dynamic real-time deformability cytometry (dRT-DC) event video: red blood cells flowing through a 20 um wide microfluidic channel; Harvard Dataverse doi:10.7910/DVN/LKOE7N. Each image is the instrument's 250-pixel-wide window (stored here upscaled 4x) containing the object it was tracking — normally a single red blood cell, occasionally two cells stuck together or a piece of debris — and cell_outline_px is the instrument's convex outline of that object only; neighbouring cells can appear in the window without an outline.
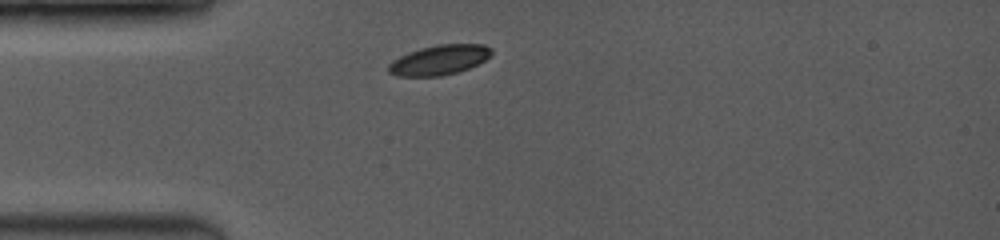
{"species": "common noctule bat (a hibernating species)", "species_latin": "Nyctalus noctula", "temperature_condition": "room temperature", "stored_images_in_passage": 39, "camera_frame_rate_fps": 3500, "um_per_image_px": 0.085, "animal": {"sex": "female", "body_mass_g": 19.0, "forearm_length_mm": 53.3}, "frame": {"image": 1, "passage_image": 1, "time_ms": 0.0, "image_size_px": [1000, 240], "cell_outline_px": [[492, 52], [484, 60], [468, 68], [456, 72], [440, 76], [400, 76], [388, 72], [388, 64], [400, 56], [408, 52], [420, 48], [436, 44], [484, 44], [492, 48]], "centroid_in_image_um": [37.32, 5.08], "position_along_channel_um": 47.7, "area_um2": 17.74}}
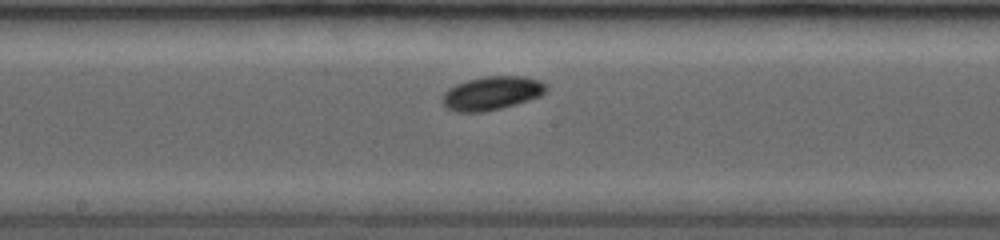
{"frame": {"image": 2, "passage_image": 21, "time_ms": 4.286, "image_size_px": [1000, 240], "cell_outline_px": [[548, 88], [540, 96], [516, 104], [484, 112], [456, 112], [448, 108], [440, 100], [440, 96], [448, 88], [456, 84], [468, 80], [484, 76], [524, 76], [540, 80], [548, 84]], "centroid_in_image_um": [41.79, 7.91], "position_along_channel_um": 206.4, "area_um2": 20.52}}
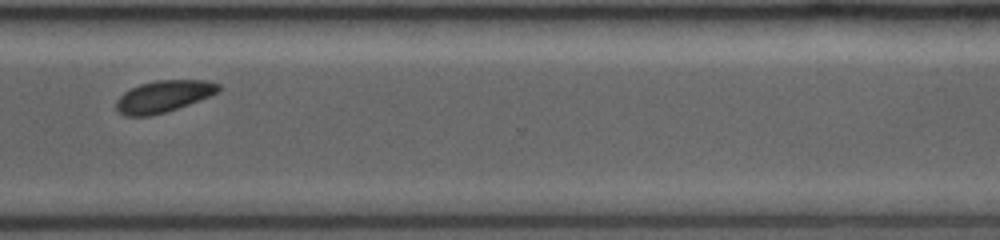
{"frame": {"image": 3, "passage_image": 38, "time_ms": 8.0, "image_size_px": [1000, 240], "cell_outline_px": [[220, 92], [200, 100], [168, 112], [152, 116], [124, 116], [116, 108], [116, 100], [124, 92], [140, 84], [156, 80], [204, 80], [220, 84]], "centroid_in_image_um": [13.92, 8.2], "position_along_channel_um": 356.7, "area_um2": 19.07}}